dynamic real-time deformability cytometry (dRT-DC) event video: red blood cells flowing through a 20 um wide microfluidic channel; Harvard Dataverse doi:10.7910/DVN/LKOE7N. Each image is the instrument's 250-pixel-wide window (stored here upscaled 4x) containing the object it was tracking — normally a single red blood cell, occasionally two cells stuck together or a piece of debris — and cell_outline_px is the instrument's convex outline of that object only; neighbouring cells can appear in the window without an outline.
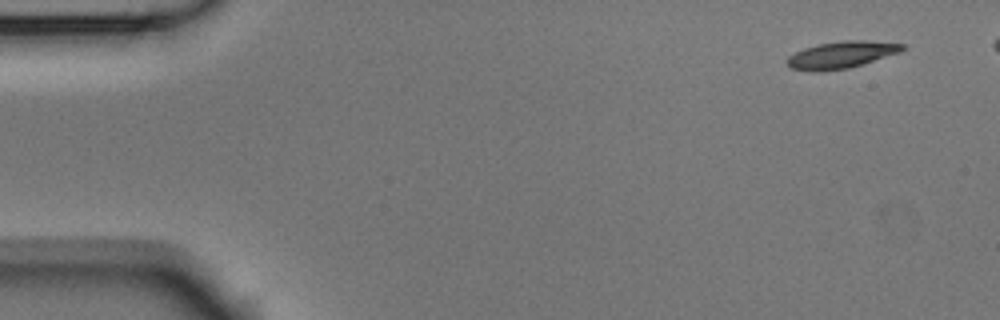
{"species": "Egyptian fruit bat (a non-hibernating species)", "species_latin": "Rousettus aegyptiacus", "temperature_condition": "room temperature", "stored_images_in_passage": 4, "camera_frame_rate_fps": 3000, "um_per_image_px": 0.085, "animal": {"sex": "male"}, "frame": {"image": 1, "passage_image": 1, "time_ms": 0.0, "image_size_px": [1000, 320], "cell_outline_px": [[908, 48], [900, 52], [848, 68], [816, 72], [812, 72], [792, 68], [788, 64], [788, 56], [804, 48], [816, 44], [844, 40], [864, 40], [908, 44]], "centroid_in_image_um": [71.56, 4.64], "position_along_channel_um": 13.4, "area_um2": 18.09}}